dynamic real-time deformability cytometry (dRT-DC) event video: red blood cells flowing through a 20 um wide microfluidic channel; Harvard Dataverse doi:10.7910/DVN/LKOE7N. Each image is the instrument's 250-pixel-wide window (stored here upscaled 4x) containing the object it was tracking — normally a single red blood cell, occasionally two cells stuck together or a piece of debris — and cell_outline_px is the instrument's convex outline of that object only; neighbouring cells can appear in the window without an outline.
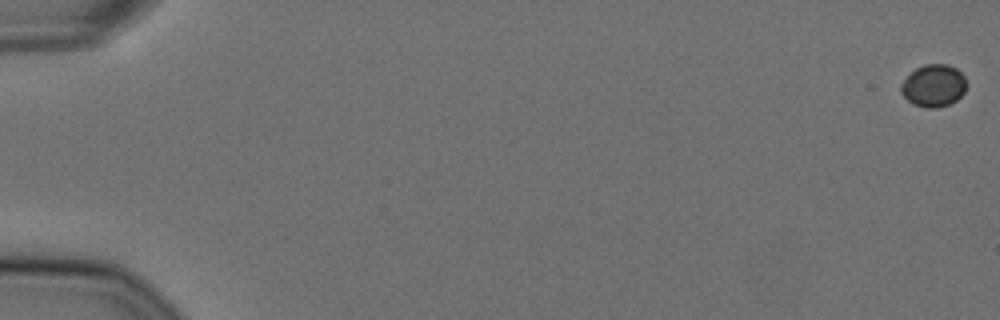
{"species": "Egyptian fruit bat (a non-hibernating species)", "species_latin": "Rousettus aegyptiacus", "temperature_condition": "cold", "stored_images_in_passage": 58, "camera_frame_rate_fps": 3000, "um_per_image_px": 0.085, "animal": {"sex": "female"}, "frame": {"image": 1, "passage_image": 1, "time_ms": 0.0, "image_size_px": [1000, 320], "cell_outline_px": [[968, 84], [964, 92], [956, 100], [948, 104], [936, 108], [928, 108], [912, 104], [900, 92], [900, 84], [916, 68], [924, 64], [948, 64], [956, 68], [964, 76]], "centroid_in_image_um": [79.36, 7.28], "position_along_channel_um": 5.6, "area_um2": 16.18}}
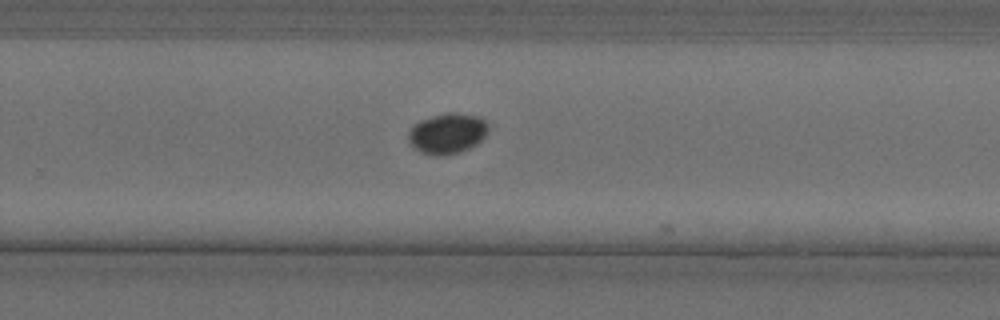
{"frame": {"image": 2, "passage_image": 39, "time_ms": 12.667, "image_size_px": [1000, 320], "cell_outline_px": [[488, 132], [476, 144], [460, 152], [444, 156], [436, 156], [420, 152], [412, 148], [408, 140], [408, 132], [412, 124], [420, 120], [432, 116], [448, 112], [480, 116], [488, 124]], "centroid_in_image_um": [37.98, 11.35], "position_along_channel_um": 291.8, "area_um2": 19.07}}
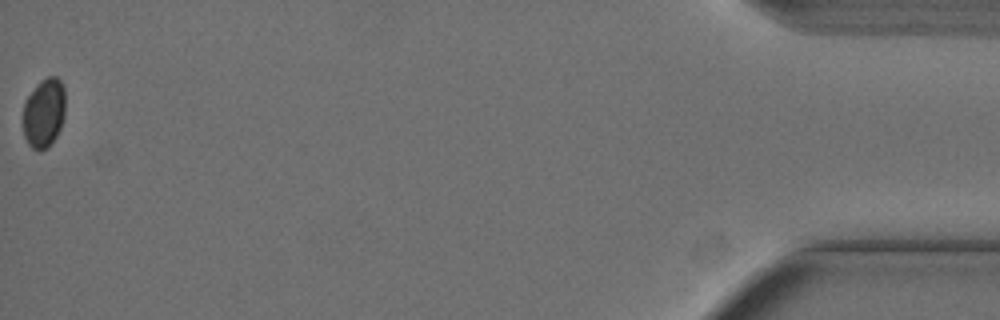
{"frame": {"image": 3, "passage_image": 58, "time_ms": 19.0, "image_size_px": [1000, 320], "cell_outline_px": [[64, 116], [60, 128], [56, 136], [48, 148], [40, 152], [32, 148], [28, 144], [24, 136], [24, 104], [28, 96], [36, 84], [40, 80], [48, 76], [56, 76], [60, 80], [64, 88]], "centroid_in_image_um": [3.74, 9.6], "position_along_channel_um": 431.5, "area_um2": 17.11}}